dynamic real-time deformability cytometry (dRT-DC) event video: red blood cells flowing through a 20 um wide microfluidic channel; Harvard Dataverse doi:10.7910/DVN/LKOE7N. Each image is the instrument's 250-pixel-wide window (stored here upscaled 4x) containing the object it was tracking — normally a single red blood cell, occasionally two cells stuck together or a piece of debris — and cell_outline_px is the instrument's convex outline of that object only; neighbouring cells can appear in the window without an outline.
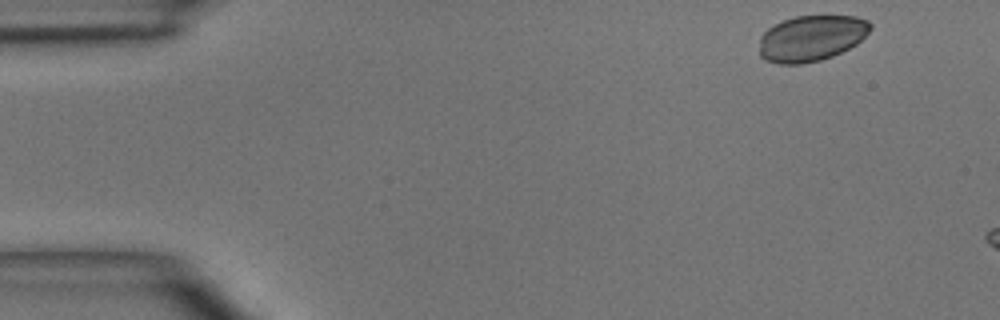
{"species": "common noctule bat (a hibernating species)", "species_latin": "Nyctalus noctula", "temperature_condition": "room temperature", "stored_images_in_passage": 3, "camera_frame_rate_fps": 3000, "um_per_image_px": 0.085, "animal": {"sex": "male", "body_mass_g": 15.6}, "frame": {"image": 1, "passage_image": 1, "time_ms": 0.0, "image_size_px": [1000, 320], "cell_outline_px": [[872, 28], [856, 44], [832, 56], [820, 60], [804, 64], [780, 64], [764, 60], [760, 56], [760, 36], [768, 28], [784, 20], [796, 16], [856, 16], [868, 20], [872, 24]], "centroid_in_image_um": [68.96, 3.25], "position_along_channel_um": 16.0, "area_um2": 29.65}}